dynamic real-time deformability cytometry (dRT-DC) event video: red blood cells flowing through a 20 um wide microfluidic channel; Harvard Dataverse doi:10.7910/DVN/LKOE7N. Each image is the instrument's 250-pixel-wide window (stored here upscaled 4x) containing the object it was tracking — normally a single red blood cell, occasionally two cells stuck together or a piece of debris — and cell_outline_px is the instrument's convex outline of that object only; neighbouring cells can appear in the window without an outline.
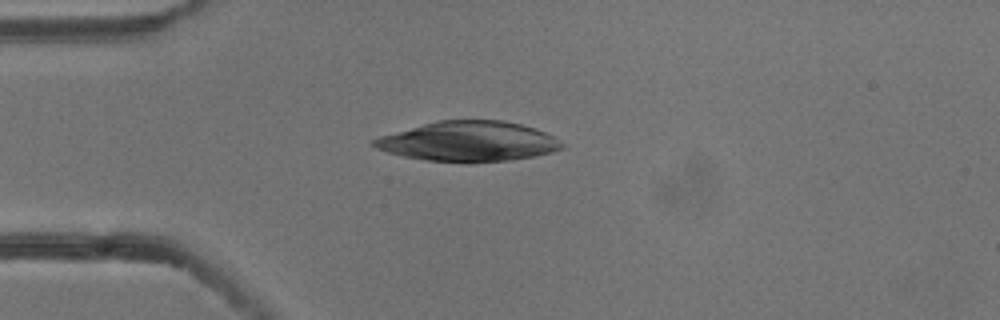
{"species": "common noctule bat (a hibernating species)", "species_latin": "Nyctalus noctula", "temperature_condition": "cold", "stored_images_in_passage": 6, "camera_frame_rate_fps": 3000, "um_per_image_px": 0.085, "animal": {"sex": "male", "body_mass_g": 13.3}, "frame": {"image": 1, "passage_image": 3, "time_ms": 0.667, "image_size_px": [1000, 320], "cell_outline_px": [[564, 148], [552, 152], [536, 156], [508, 160], [428, 160], [404, 156], [388, 152], [376, 148], [372, 144], [372, 140], [380, 136], [424, 124], [440, 120], [504, 120], [536, 128], [552, 136], [564, 144]], "centroid_in_image_um": [39.86, 11.99], "position_along_channel_um": 45.1, "area_um2": 42.71}}
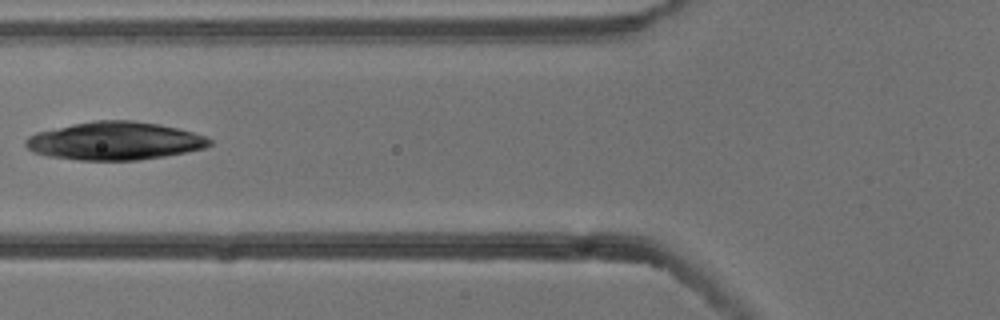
{"frame": {"image": 2, "passage_image": 5, "time_ms": 1.333, "image_size_px": [1000, 320], "cell_outline_px": [[212, 144], [204, 148], [164, 156], [136, 160], [80, 160], [48, 156], [32, 152], [24, 144], [24, 140], [28, 136], [36, 132], [72, 124], [96, 120], [132, 120], [160, 124], [192, 132], [204, 136], [212, 140]], "centroid_in_image_um": [9.72, 11.97], "position_along_channel_um": 116.1, "area_um2": 40.69}}
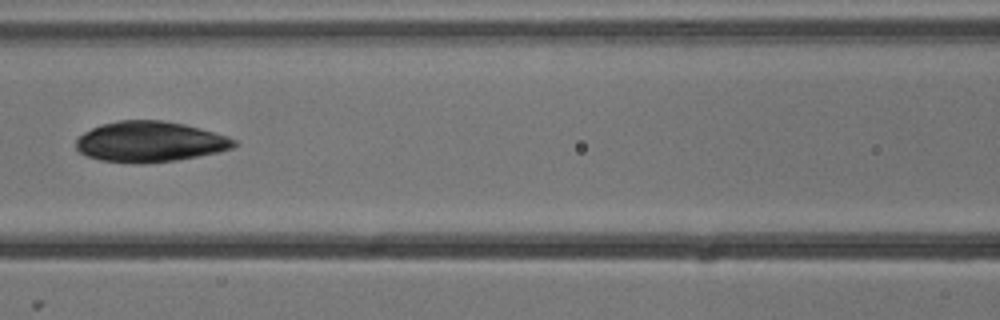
{"frame": {"image": 3, "passage_image": 6, "time_ms": 1.667, "image_size_px": [1000, 320], "cell_outline_px": [[240, 144], [232, 148], [220, 152], [176, 160], [144, 164], [136, 164], [100, 160], [88, 156], [80, 152], [76, 148], [76, 140], [84, 132], [100, 124], [116, 120], [160, 120], [184, 124], [200, 128], [228, 136], [236, 140]], "centroid_in_image_um": [12.76, 12.05], "position_along_channel_um": 153.8, "area_um2": 37.63}}